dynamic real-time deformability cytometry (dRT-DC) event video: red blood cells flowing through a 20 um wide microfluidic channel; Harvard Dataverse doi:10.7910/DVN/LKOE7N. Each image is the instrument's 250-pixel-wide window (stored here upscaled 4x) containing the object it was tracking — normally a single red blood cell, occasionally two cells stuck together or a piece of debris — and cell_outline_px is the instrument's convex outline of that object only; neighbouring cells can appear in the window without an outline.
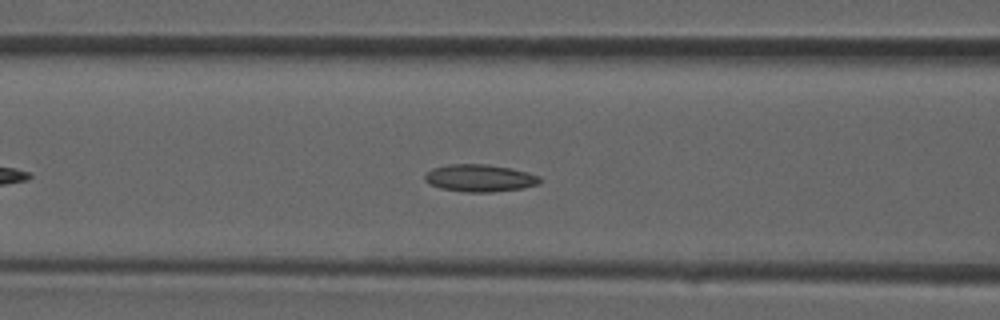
{"species": "common noctule bat (a hibernating species)", "species_latin": "Nyctalus noctula", "temperature_condition": "room temperature", "stored_images_in_passage": 29, "camera_frame_rate_fps": 3000, "um_per_image_px": 0.085, "animal": {"sex": "male", "forearm_length_mm": 52.5}, "frame": {"image": 1, "passage_image": 7, "time_ms": 2.0, "image_size_px": [1000, 320], "cell_outline_px": [[544, 180], [540, 184], [524, 188], [492, 192], [468, 192], [440, 188], [424, 180], [424, 176], [432, 168], [448, 164], [484, 164], [512, 168], [528, 172], [540, 176]], "centroid_in_image_um": [40.84, 15.13], "position_along_channel_um": 125.8, "area_um2": 18.44}}
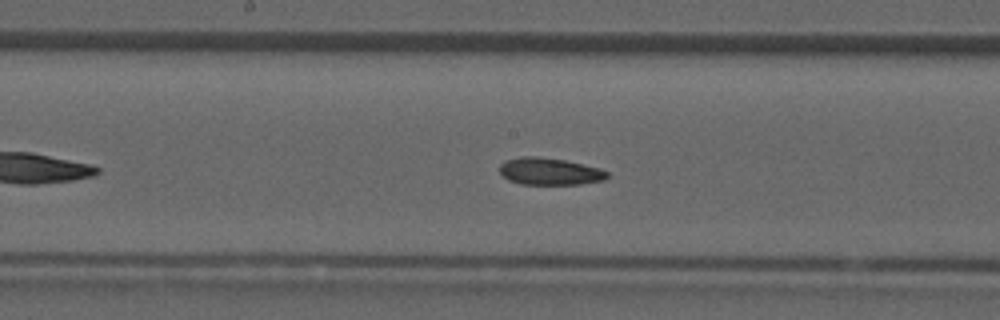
{"frame": {"image": 2, "passage_image": 11, "time_ms": 3.333, "image_size_px": [1000, 320], "cell_outline_px": [[608, 176], [604, 180], [580, 184], [520, 184], [508, 180], [500, 172], [500, 164], [504, 160], [520, 156], [540, 156], [564, 160], [600, 168], [608, 172]], "centroid_in_image_um": [46.69, 14.56], "position_along_channel_um": 201.5, "area_um2": 17.05}}
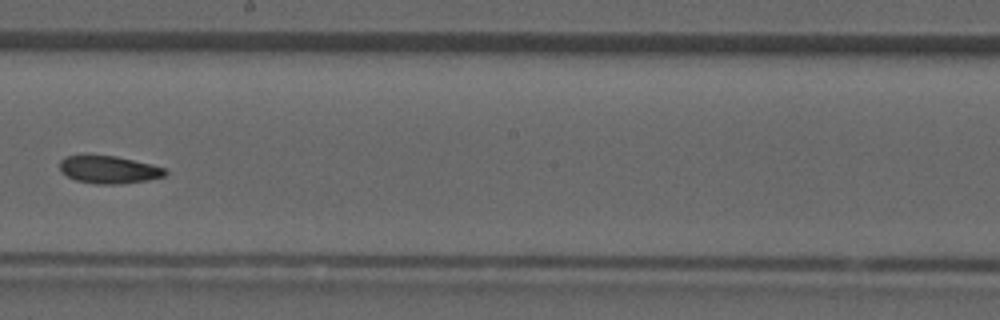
{"frame": {"image": 3, "passage_image": 13, "time_ms": 4.0, "image_size_px": [1000, 320], "cell_outline_px": [[168, 172], [164, 176], [148, 180], [120, 184], [96, 184], [76, 180], [60, 172], [60, 160], [64, 156], [116, 156], [152, 164], [164, 168]], "centroid_in_image_um": [9.26, 14.43], "position_along_channel_um": 238.9, "area_um2": 16.88}}